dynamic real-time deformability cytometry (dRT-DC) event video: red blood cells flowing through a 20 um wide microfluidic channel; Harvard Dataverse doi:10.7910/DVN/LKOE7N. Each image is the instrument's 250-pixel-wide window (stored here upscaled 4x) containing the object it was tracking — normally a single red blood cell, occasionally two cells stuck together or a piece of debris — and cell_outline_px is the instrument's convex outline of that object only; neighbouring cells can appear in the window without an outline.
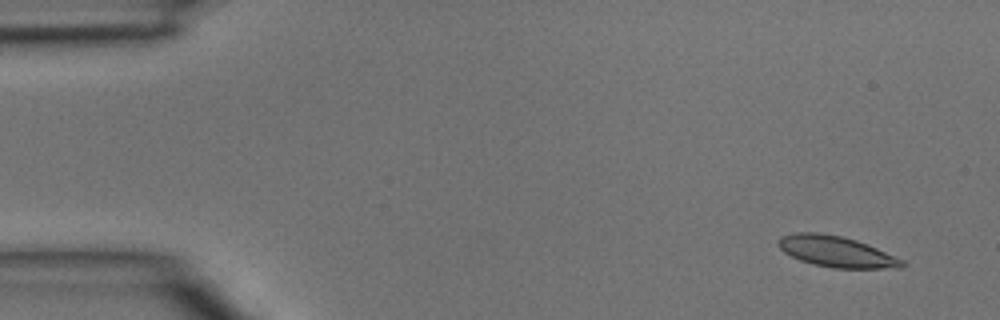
{"species": "common noctule bat (a hibernating species)", "species_latin": "Nyctalus noctula", "temperature_condition": "room temperature", "stored_images_in_passage": 4, "segment_of_instrument_passage": [2, 2], "camera_frame_rate_fps": 3000, "um_per_image_px": 0.085, "animal": {"sex": "male", "body_mass_g": 15.6}, "frame": {"image": 1, "passage_image": 4, "time_ms": 1.0, "image_size_px": [1000, 320], "cell_outline_px": [[904, 268], [832, 268], [812, 264], [800, 260], [784, 252], [776, 244], [776, 240], [780, 236], [796, 232], [816, 232], [844, 236], [856, 240], [876, 248], [904, 260]], "centroid_in_image_um": [71.05, 21.38], "position_along_channel_um": 14.0, "area_um2": 22.43}}